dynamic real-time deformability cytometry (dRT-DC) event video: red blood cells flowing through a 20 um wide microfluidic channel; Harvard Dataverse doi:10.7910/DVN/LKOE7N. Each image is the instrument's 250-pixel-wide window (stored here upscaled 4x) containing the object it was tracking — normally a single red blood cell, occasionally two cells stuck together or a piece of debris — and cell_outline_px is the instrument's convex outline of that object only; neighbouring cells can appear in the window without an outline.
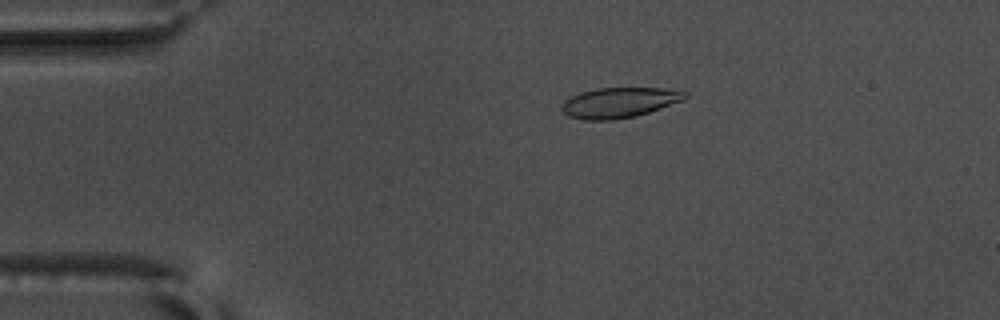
{"species": "common noctule bat (a hibernating species)", "species_latin": "Nyctalus noctula", "temperature_condition": "warm", "stored_images_in_passage": 57, "camera_frame_rate_fps": 3000, "um_per_image_px": 0.085, "animal": {"sex": "male", "body_mass_g": 17.5, "forearm_length_mm": 52.3}, "frame": {"image": 1, "passage_image": 12, "time_ms": 3.667, "image_size_px": [1000, 320], "cell_outline_px": [[688, 96], [684, 100], [636, 116], [612, 120], [584, 120], [568, 116], [560, 108], [564, 100], [580, 92], [600, 88], [660, 88], [688, 92]], "centroid_in_image_um": [52.62, 8.72], "position_along_channel_um": 32.4, "area_um2": 21.68}}
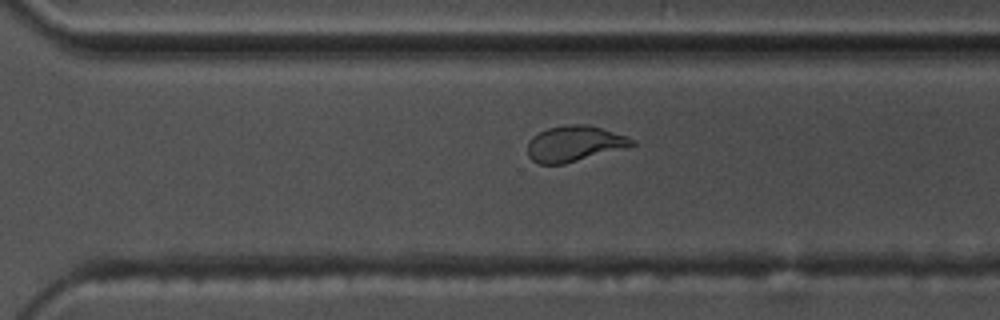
{"frame": {"image": 2, "passage_image": 40, "time_ms": 13.0, "image_size_px": [1000, 320], "cell_outline_px": [[636, 144], [624, 148], [564, 164], [540, 164], [532, 160], [528, 156], [528, 140], [532, 136], [548, 128], [564, 124], [588, 124], [628, 136], [636, 140]], "centroid_in_image_um": [48.82, 12.2], "position_along_channel_um": 321.8, "area_um2": 21.79}}
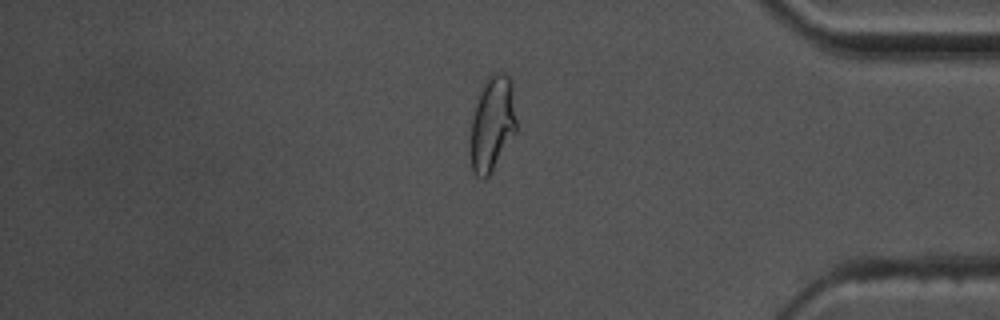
{"frame": {"image": 3, "passage_image": 48, "time_ms": 15.667, "image_size_px": [1000, 320], "cell_outline_px": [[516, 132], [488, 176], [484, 180], [476, 176], [472, 172], [468, 152], [468, 144], [472, 120], [476, 104], [484, 80], [492, 72], [504, 72], [508, 76], [512, 84], [516, 120]], "centroid_in_image_um": [41.8, 10.54], "position_along_channel_um": 393.4, "area_um2": 25.89}, "authors_computed_cell_mechanics": {"area_um2": 21.964, "velocity_mm_per_s": 3.6323, "shape_relaxation_time_tau1_ms": 4.5308, "shape_relaxation_time_tau2_ms": 1.027, "deformation_change_tau1": 0.1695, "deformation_change_tau2": 0.0615}}